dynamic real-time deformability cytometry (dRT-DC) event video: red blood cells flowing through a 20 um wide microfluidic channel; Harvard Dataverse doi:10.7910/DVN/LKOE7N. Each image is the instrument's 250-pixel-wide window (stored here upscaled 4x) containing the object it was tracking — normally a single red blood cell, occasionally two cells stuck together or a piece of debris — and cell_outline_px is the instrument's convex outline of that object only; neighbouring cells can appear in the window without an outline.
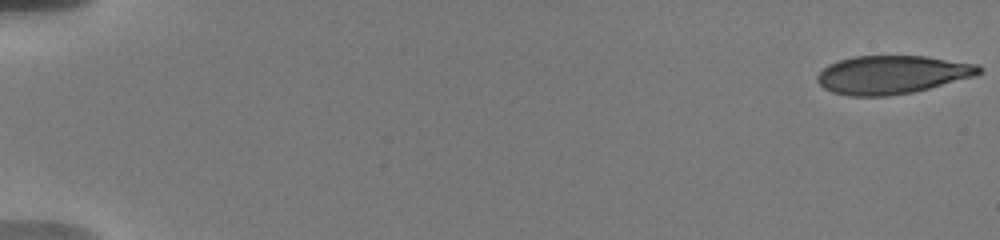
{"species": "human", "species_latin": "Homo sapiens", "temperature_condition": "warm", "stored_images_in_passage": 24, "camera_frame_rate_fps": 3000, "um_per_image_px": 0.085, "donor": {"sex": "male"}, "frame": {"image": 1, "passage_image": 1, "time_ms": 0.0, "image_size_px": [1000, 240], "cell_outline_px": [[980, 72], [976, 76], [912, 92], [888, 96], [848, 96], [832, 92], [824, 88], [816, 80], [816, 76], [828, 64], [840, 60], [856, 56], [924, 56], [976, 64], [980, 68]], "centroid_in_image_um": [75.78, 6.35], "position_along_channel_um": 9.2, "area_um2": 35.84}}
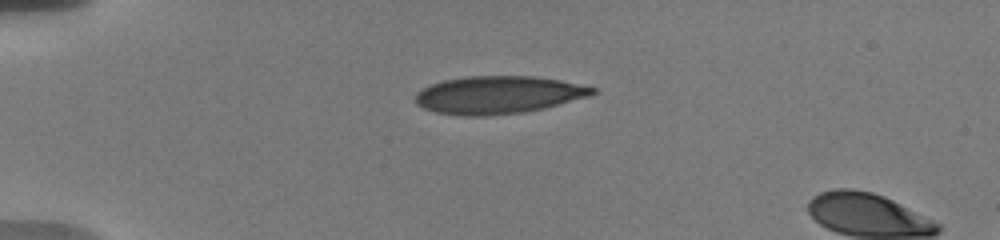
{"frame": {"image": 2, "passage_image": 18, "time_ms": 4.667, "image_size_px": [1000, 240], "cell_outline_px": [[596, 92], [588, 96], [544, 108], [524, 112], [480, 116], [460, 116], [436, 112], [424, 108], [416, 104], [412, 100], [416, 92], [432, 84], [444, 80], [468, 76], [532, 76], [560, 80], [596, 88]], "centroid_in_image_um": [42.29, 8.07], "position_along_channel_um": 42.7, "area_um2": 38.78}}